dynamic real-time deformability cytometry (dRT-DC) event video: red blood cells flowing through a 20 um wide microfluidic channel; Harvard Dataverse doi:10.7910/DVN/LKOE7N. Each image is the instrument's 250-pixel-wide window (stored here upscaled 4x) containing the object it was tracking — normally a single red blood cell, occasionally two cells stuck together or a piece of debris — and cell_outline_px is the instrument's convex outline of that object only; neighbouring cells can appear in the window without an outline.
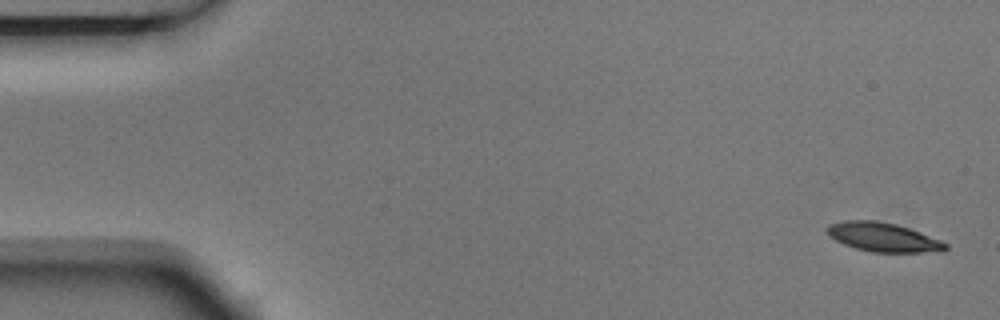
{"species": "Egyptian fruit bat (a non-hibernating species)", "species_latin": "Rousettus aegyptiacus", "temperature_condition": "room temperature", "stored_images_in_passage": 5, "camera_frame_rate_fps": 3000, "um_per_image_px": 0.085, "animal": {"sex": "male"}, "frame": {"image": 1, "passage_image": 1, "time_ms": 0.0, "image_size_px": [1000, 320], "cell_outline_px": [[948, 248], [944, 252], [872, 252], [856, 248], [844, 244], [836, 240], [824, 228], [828, 224], [844, 220], [876, 220], [896, 224], [920, 232], [940, 240], [948, 244]], "centroid_in_image_um": [75.09, 20.16], "position_along_channel_um": 9.9, "area_um2": 20.06}}